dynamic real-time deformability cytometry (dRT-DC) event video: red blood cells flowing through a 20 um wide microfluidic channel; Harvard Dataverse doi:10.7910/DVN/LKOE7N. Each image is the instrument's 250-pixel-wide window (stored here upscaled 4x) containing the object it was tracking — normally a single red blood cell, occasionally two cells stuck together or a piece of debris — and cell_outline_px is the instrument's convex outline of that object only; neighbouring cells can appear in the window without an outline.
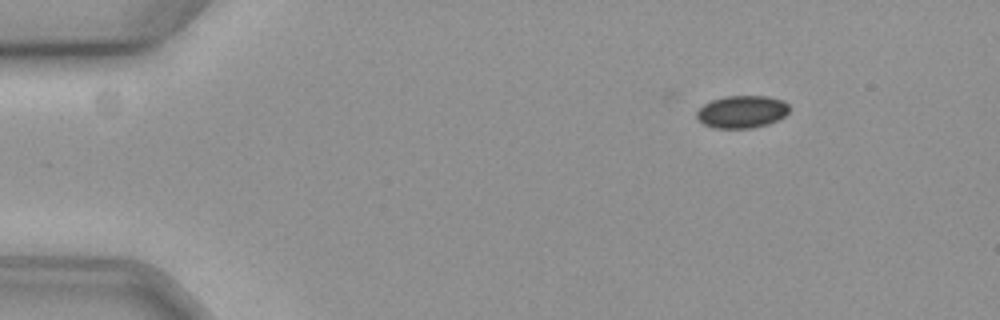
{"species": "common noctule bat (a hibernating species)", "species_latin": "Nyctalus noctula", "temperature_condition": "cold", "stored_images_in_passage": 43, "camera_frame_rate_fps": 3000, "um_per_image_px": 0.085, "animal": {"sex": "female", "body_mass_g": 19.3, "forearm_length_mm": 54.1}, "frame": {"image": 1, "passage_image": 1, "time_ms": 0.0, "image_size_px": [1000, 320], "cell_outline_px": [[788, 112], [784, 116], [768, 124], [752, 128], [712, 128], [704, 124], [696, 116], [696, 112], [704, 104], [712, 100], [724, 96], [768, 96], [784, 100], [788, 104]], "centroid_in_image_um": [63.06, 9.49], "position_along_channel_um": 21.9, "area_um2": 17.51}}
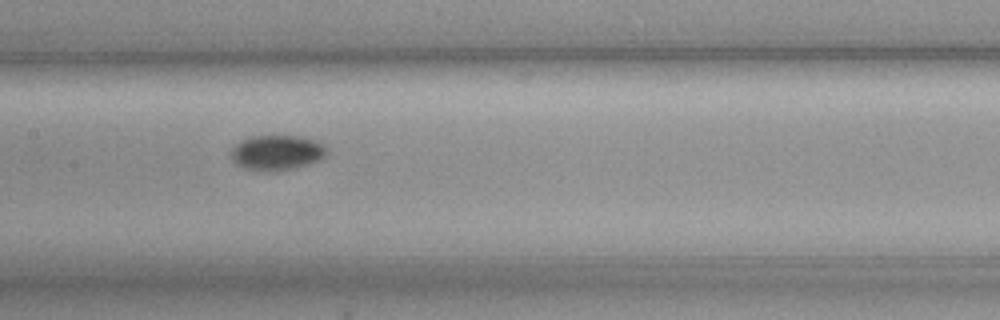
{"frame": {"image": 2, "passage_image": 22, "time_ms": 7.0, "image_size_px": [1000, 320], "cell_outline_px": [[328, 152], [320, 160], [308, 164], [292, 168], [272, 172], [244, 168], [236, 164], [232, 160], [232, 148], [236, 144], [248, 136], [300, 136], [324, 144]], "centroid_in_image_um": [23.53, 12.97], "position_along_channel_um": 183.9, "area_um2": 19.48}}
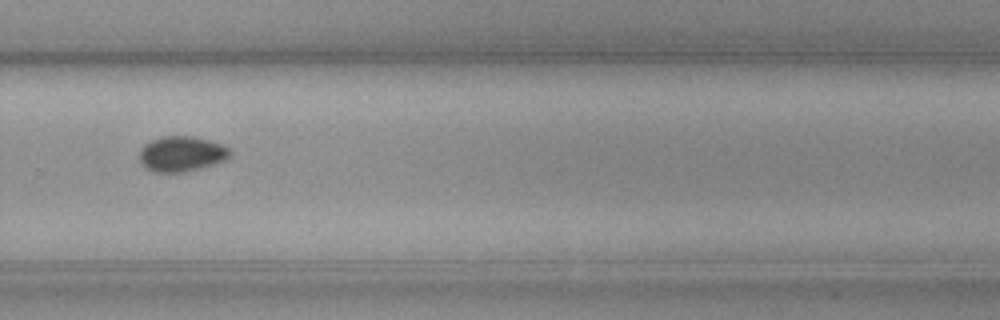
{"frame": {"image": 3, "passage_image": 33, "time_ms": 10.667, "image_size_px": [1000, 320], "cell_outline_px": [[232, 156], [224, 160], [188, 172], [152, 172], [144, 168], [140, 164], [140, 148], [144, 144], [160, 136], [192, 136], [208, 140], [220, 144], [228, 148], [232, 152]], "centroid_in_image_um": [15.4, 13.09], "position_along_channel_um": 314.4, "area_um2": 18.79}, "authors_computed_cell_mechanics": {"area_um2": 18.5538, "velocity_mm_per_s": 3.5779, "shape_relaxation_time_tau1_ms": 2.2373, "shape_relaxation_time_tau2_ms": null, "deformation_change_tau1": 0.0337, "deformation_change_tau2": null}}